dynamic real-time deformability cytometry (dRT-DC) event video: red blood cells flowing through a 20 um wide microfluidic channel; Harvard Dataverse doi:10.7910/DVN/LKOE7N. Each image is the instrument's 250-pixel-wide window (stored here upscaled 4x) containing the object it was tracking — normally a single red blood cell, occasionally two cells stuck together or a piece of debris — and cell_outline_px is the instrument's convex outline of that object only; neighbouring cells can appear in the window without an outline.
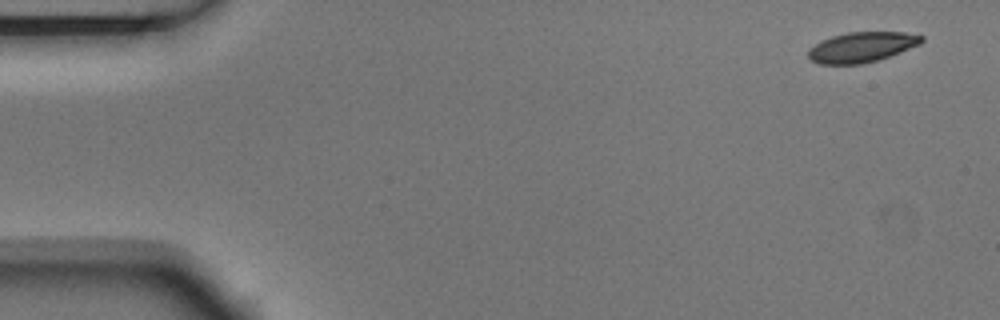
{"species": "Egyptian fruit bat (a non-hibernating species)", "species_latin": "Rousettus aegyptiacus", "temperature_condition": "room temperature", "stored_images_in_passage": 4, "camera_frame_rate_fps": 3000, "um_per_image_px": 0.085, "animal": {"sex": "male"}, "frame": {"image": 1, "passage_image": 1, "time_ms": 0.0, "image_size_px": [1000, 320], "cell_outline_px": [[924, 40], [920, 44], [880, 60], [860, 64], [816, 64], [808, 56], [808, 48], [832, 36], [848, 32], [904, 32], [924, 36]], "centroid_in_image_um": [73.26, 4.01], "position_along_channel_um": 11.7, "area_um2": 19.94}}
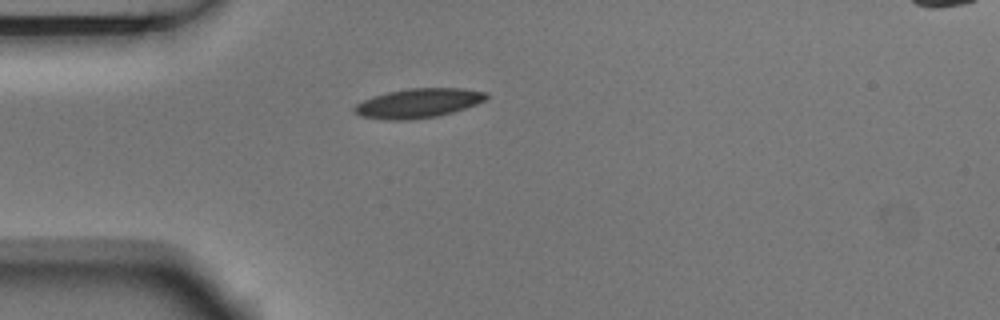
{"frame": {"image": 2, "passage_image": 3, "time_ms": 0.667, "image_size_px": [1000, 320], "cell_outline_px": [[488, 96], [484, 100], [476, 104], [452, 112], [436, 116], [408, 120], [388, 120], [360, 116], [352, 108], [356, 104], [372, 96], [388, 92], [408, 88], [464, 88], [488, 92]], "centroid_in_image_um": [35.55, 8.76], "position_along_channel_um": 49.5, "area_um2": 22.48}}